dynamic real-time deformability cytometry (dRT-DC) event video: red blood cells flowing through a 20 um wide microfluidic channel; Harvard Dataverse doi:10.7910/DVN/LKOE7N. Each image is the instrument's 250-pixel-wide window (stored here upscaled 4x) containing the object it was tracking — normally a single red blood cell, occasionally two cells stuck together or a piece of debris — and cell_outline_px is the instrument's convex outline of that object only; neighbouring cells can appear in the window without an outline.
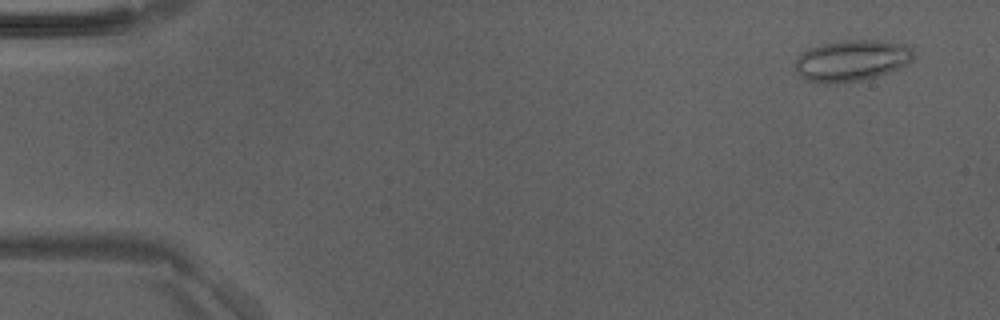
{"species": "Egyptian fruit bat (a non-hibernating species)", "species_latin": "Rousettus aegyptiacus", "temperature_condition": "room temperature", "stored_images_in_passage": 48, "camera_frame_rate_fps": 3000, "um_per_image_px": 0.085, "animal": {"sex": "male"}, "frame": {"image": 1, "passage_image": 3, "time_ms": 0.667, "image_size_px": [1000, 320], "cell_outline_px": [[912, 60], [908, 64], [888, 72], [876, 76], [860, 80], [836, 84], [832, 84], [808, 80], [800, 76], [796, 72], [796, 60], [800, 52], [808, 48], [820, 44], [840, 40], [880, 40], [904, 44], [912, 48]], "centroid_in_image_um": [72.36, 5.13], "position_along_channel_um": 12.6, "area_um2": 28.5}}
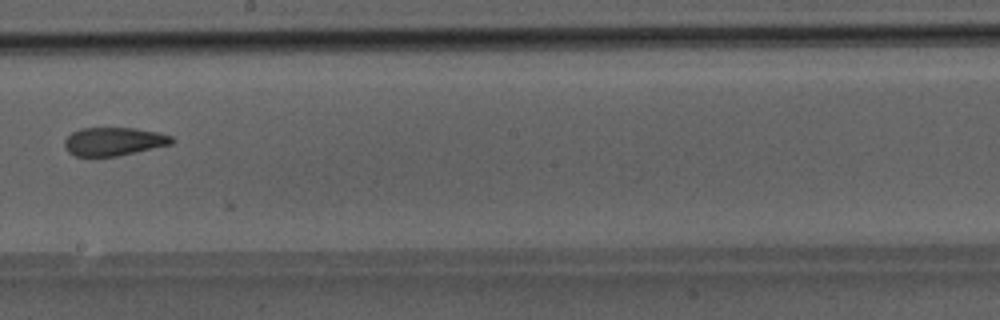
{"frame": {"image": 2, "passage_image": 28, "time_ms": 9.0, "image_size_px": [1000, 320], "cell_outline_px": [[176, 140], [172, 144], [116, 156], [76, 156], [68, 152], [64, 148], [64, 140], [72, 132], [80, 128], [132, 128], [160, 132], [172, 136]], "centroid_in_image_um": [9.67, 12.02], "position_along_channel_um": 238.5, "area_um2": 17.74}}
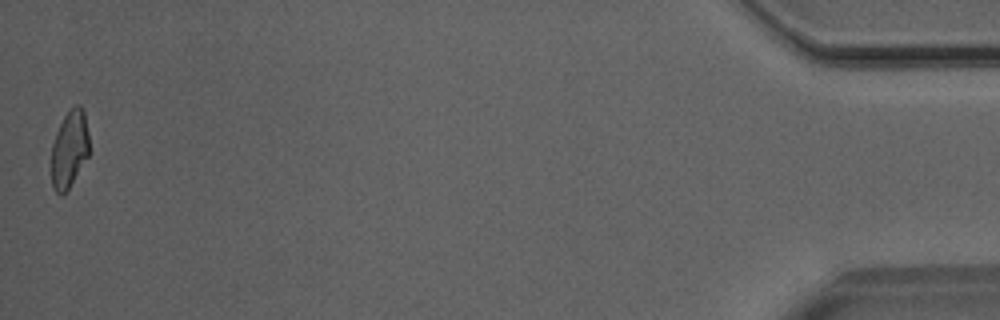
{"frame": {"image": 3, "passage_image": 48, "time_ms": 15.667, "image_size_px": [1000, 320], "cell_outline_px": [[88, 156], [68, 188], [60, 196], [52, 188], [52, 144], [56, 132], [64, 116], [76, 104], [80, 104], [84, 112], [88, 132]], "centroid_in_image_um": [5.89, 12.66], "position_along_channel_um": 429.3, "area_um2": 16.7}}